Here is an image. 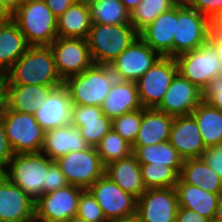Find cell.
Instances as JSON below:
<instances>
[{"mask_svg":"<svg viewBox=\"0 0 222 222\" xmlns=\"http://www.w3.org/2000/svg\"><path fill=\"white\" fill-rule=\"evenodd\" d=\"M7 85L62 86L50 46H30L6 73Z\"/></svg>","mask_w":222,"mask_h":222,"instance_id":"1","label":"cell"},{"mask_svg":"<svg viewBox=\"0 0 222 222\" xmlns=\"http://www.w3.org/2000/svg\"><path fill=\"white\" fill-rule=\"evenodd\" d=\"M12 20L30 46H50L58 37L57 18L43 0H23Z\"/></svg>","mask_w":222,"mask_h":222,"instance_id":"2","label":"cell"},{"mask_svg":"<svg viewBox=\"0 0 222 222\" xmlns=\"http://www.w3.org/2000/svg\"><path fill=\"white\" fill-rule=\"evenodd\" d=\"M116 77L109 65L93 64L64 81L72 105L102 107Z\"/></svg>","mask_w":222,"mask_h":222,"instance_id":"3","label":"cell"},{"mask_svg":"<svg viewBox=\"0 0 222 222\" xmlns=\"http://www.w3.org/2000/svg\"><path fill=\"white\" fill-rule=\"evenodd\" d=\"M137 37L138 32L130 23H92L87 42L94 64H111Z\"/></svg>","mask_w":222,"mask_h":222,"instance_id":"4","label":"cell"},{"mask_svg":"<svg viewBox=\"0 0 222 222\" xmlns=\"http://www.w3.org/2000/svg\"><path fill=\"white\" fill-rule=\"evenodd\" d=\"M52 161L42 152L14 154L2 173L37 201L44 195L48 166Z\"/></svg>","mask_w":222,"mask_h":222,"instance_id":"5","label":"cell"},{"mask_svg":"<svg viewBox=\"0 0 222 222\" xmlns=\"http://www.w3.org/2000/svg\"><path fill=\"white\" fill-rule=\"evenodd\" d=\"M213 22L182 0L176 5L173 58L195 50L208 41Z\"/></svg>","mask_w":222,"mask_h":222,"instance_id":"6","label":"cell"},{"mask_svg":"<svg viewBox=\"0 0 222 222\" xmlns=\"http://www.w3.org/2000/svg\"><path fill=\"white\" fill-rule=\"evenodd\" d=\"M0 118L14 154L41 152L45 131L34 114L16 112L6 105Z\"/></svg>","mask_w":222,"mask_h":222,"instance_id":"7","label":"cell"},{"mask_svg":"<svg viewBox=\"0 0 222 222\" xmlns=\"http://www.w3.org/2000/svg\"><path fill=\"white\" fill-rule=\"evenodd\" d=\"M178 73L203 91L215 77L222 75V63L207 41L199 48L175 57Z\"/></svg>","mask_w":222,"mask_h":222,"instance_id":"8","label":"cell"},{"mask_svg":"<svg viewBox=\"0 0 222 222\" xmlns=\"http://www.w3.org/2000/svg\"><path fill=\"white\" fill-rule=\"evenodd\" d=\"M69 185L88 189L104 175L103 165L95 147L69 152L55 160Z\"/></svg>","mask_w":222,"mask_h":222,"instance_id":"9","label":"cell"},{"mask_svg":"<svg viewBox=\"0 0 222 222\" xmlns=\"http://www.w3.org/2000/svg\"><path fill=\"white\" fill-rule=\"evenodd\" d=\"M87 190L101 207L107 222L136 215L137 199L123 191L106 175L96 180Z\"/></svg>","mask_w":222,"mask_h":222,"instance_id":"10","label":"cell"},{"mask_svg":"<svg viewBox=\"0 0 222 222\" xmlns=\"http://www.w3.org/2000/svg\"><path fill=\"white\" fill-rule=\"evenodd\" d=\"M178 73L175 58L160 57L136 81L139 100L143 108H156L162 101L172 79Z\"/></svg>","mask_w":222,"mask_h":222,"instance_id":"11","label":"cell"},{"mask_svg":"<svg viewBox=\"0 0 222 222\" xmlns=\"http://www.w3.org/2000/svg\"><path fill=\"white\" fill-rule=\"evenodd\" d=\"M50 48L57 72L63 81L82 73L94 64L87 39L57 37Z\"/></svg>","mask_w":222,"mask_h":222,"instance_id":"12","label":"cell"},{"mask_svg":"<svg viewBox=\"0 0 222 222\" xmlns=\"http://www.w3.org/2000/svg\"><path fill=\"white\" fill-rule=\"evenodd\" d=\"M160 57L138 36L109 67L116 80L136 82Z\"/></svg>","mask_w":222,"mask_h":222,"instance_id":"13","label":"cell"},{"mask_svg":"<svg viewBox=\"0 0 222 222\" xmlns=\"http://www.w3.org/2000/svg\"><path fill=\"white\" fill-rule=\"evenodd\" d=\"M84 190L68 185L42 195L35 203V220L65 222L75 218L79 198Z\"/></svg>","mask_w":222,"mask_h":222,"instance_id":"14","label":"cell"},{"mask_svg":"<svg viewBox=\"0 0 222 222\" xmlns=\"http://www.w3.org/2000/svg\"><path fill=\"white\" fill-rule=\"evenodd\" d=\"M178 208L175 188H151L137 199L136 216L140 222H175Z\"/></svg>","mask_w":222,"mask_h":222,"instance_id":"15","label":"cell"},{"mask_svg":"<svg viewBox=\"0 0 222 222\" xmlns=\"http://www.w3.org/2000/svg\"><path fill=\"white\" fill-rule=\"evenodd\" d=\"M35 203V200L0 172V222H33Z\"/></svg>","mask_w":222,"mask_h":222,"instance_id":"16","label":"cell"},{"mask_svg":"<svg viewBox=\"0 0 222 222\" xmlns=\"http://www.w3.org/2000/svg\"><path fill=\"white\" fill-rule=\"evenodd\" d=\"M202 101V91L177 73L156 109L172 117L185 116Z\"/></svg>","mask_w":222,"mask_h":222,"instance_id":"17","label":"cell"},{"mask_svg":"<svg viewBox=\"0 0 222 222\" xmlns=\"http://www.w3.org/2000/svg\"><path fill=\"white\" fill-rule=\"evenodd\" d=\"M168 141L183 160L201 158L206 149L197 122L191 114L173 118Z\"/></svg>","mask_w":222,"mask_h":222,"instance_id":"18","label":"cell"},{"mask_svg":"<svg viewBox=\"0 0 222 222\" xmlns=\"http://www.w3.org/2000/svg\"><path fill=\"white\" fill-rule=\"evenodd\" d=\"M72 104L67 88L62 85L55 88L35 111L34 117L42 129L47 132L71 123Z\"/></svg>","mask_w":222,"mask_h":222,"instance_id":"19","label":"cell"},{"mask_svg":"<svg viewBox=\"0 0 222 222\" xmlns=\"http://www.w3.org/2000/svg\"><path fill=\"white\" fill-rule=\"evenodd\" d=\"M70 124L79 128L90 147H96L112 129V120L98 106L72 105Z\"/></svg>","mask_w":222,"mask_h":222,"instance_id":"20","label":"cell"},{"mask_svg":"<svg viewBox=\"0 0 222 222\" xmlns=\"http://www.w3.org/2000/svg\"><path fill=\"white\" fill-rule=\"evenodd\" d=\"M176 28V6L160 14L138 36L161 57H173V40Z\"/></svg>","mask_w":222,"mask_h":222,"instance_id":"21","label":"cell"},{"mask_svg":"<svg viewBox=\"0 0 222 222\" xmlns=\"http://www.w3.org/2000/svg\"><path fill=\"white\" fill-rule=\"evenodd\" d=\"M89 147L79 128L68 124L45 132L41 152L55 161L69 152L82 151Z\"/></svg>","mask_w":222,"mask_h":222,"instance_id":"22","label":"cell"},{"mask_svg":"<svg viewBox=\"0 0 222 222\" xmlns=\"http://www.w3.org/2000/svg\"><path fill=\"white\" fill-rule=\"evenodd\" d=\"M104 175L136 199L147 190L143 183L140 163L133 153L127 158L107 164Z\"/></svg>","mask_w":222,"mask_h":222,"instance_id":"23","label":"cell"},{"mask_svg":"<svg viewBox=\"0 0 222 222\" xmlns=\"http://www.w3.org/2000/svg\"><path fill=\"white\" fill-rule=\"evenodd\" d=\"M173 118L156 108H142L140 129L131 146L156 145L168 141Z\"/></svg>","mask_w":222,"mask_h":222,"instance_id":"24","label":"cell"},{"mask_svg":"<svg viewBox=\"0 0 222 222\" xmlns=\"http://www.w3.org/2000/svg\"><path fill=\"white\" fill-rule=\"evenodd\" d=\"M141 108L136 82L120 80H115L102 105L103 114L111 120Z\"/></svg>","mask_w":222,"mask_h":222,"instance_id":"25","label":"cell"},{"mask_svg":"<svg viewBox=\"0 0 222 222\" xmlns=\"http://www.w3.org/2000/svg\"><path fill=\"white\" fill-rule=\"evenodd\" d=\"M175 190L179 207L193 210L209 220L214 219L221 194H214L200 187L185 183L180 177L175 185Z\"/></svg>","mask_w":222,"mask_h":222,"instance_id":"26","label":"cell"},{"mask_svg":"<svg viewBox=\"0 0 222 222\" xmlns=\"http://www.w3.org/2000/svg\"><path fill=\"white\" fill-rule=\"evenodd\" d=\"M57 87L60 86L7 85L6 105L16 112L34 114Z\"/></svg>","mask_w":222,"mask_h":222,"instance_id":"27","label":"cell"},{"mask_svg":"<svg viewBox=\"0 0 222 222\" xmlns=\"http://www.w3.org/2000/svg\"><path fill=\"white\" fill-rule=\"evenodd\" d=\"M91 27L92 21L86 0H77L57 18L58 37L87 39Z\"/></svg>","mask_w":222,"mask_h":222,"instance_id":"28","label":"cell"},{"mask_svg":"<svg viewBox=\"0 0 222 222\" xmlns=\"http://www.w3.org/2000/svg\"><path fill=\"white\" fill-rule=\"evenodd\" d=\"M29 47L13 20L0 27V73L6 74Z\"/></svg>","mask_w":222,"mask_h":222,"instance_id":"29","label":"cell"},{"mask_svg":"<svg viewBox=\"0 0 222 222\" xmlns=\"http://www.w3.org/2000/svg\"><path fill=\"white\" fill-rule=\"evenodd\" d=\"M179 177L205 191L222 194V178L202 158L183 160Z\"/></svg>","mask_w":222,"mask_h":222,"instance_id":"30","label":"cell"},{"mask_svg":"<svg viewBox=\"0 0 222 222\" xmlns=\"http://www.w3.org/2000/svg\"><path fill=\"white\" fill-rule=\"evenodd\" d=\"M195 118L205 148L222 144V112L202 101L191 113Z\"/></svg>","mask_w":222,"mask_h":222,"instance_id":"31","label":"cell"},{"mask_svg":"<svg viewBox=\"0 0 222 222\" xmlns=\"http://www.w3.org/2000/svg\"><path fill=\"white\" fill-rule=\"evenodd\" d=\"M133 154L140 164H165L171 167L179 176L183 164V159L179 156L177 150L165 141L156 145L131 146Z\"/></svg>","mask_w":222,"mask_h":222,"instance_id":"32","label":"cell"},{"mask_svg":"<svg viewBox=\"0 0 222 222\" xmlns=\"http://www.w3.org/2000/svg\"><path fill=\"white\" fill-rule=\"evenodd\" d=\"M92 23L122 25L130 23V12L120 0H86Z\"/></svg>","mask_w":222,"mask_h":222,"instance_id":"33","label":"cell"},{"mask_svg":"<svg viewBox=\"0 0 222 222\" xmlns=\"http://www.w3.org/2000/svg\"><path fill=\"white\" fill-rule=\"evenodd\" d=\"M180 1L181 0H142L138 6L130 12V24L139 33L160 14L171 10Z\"/></svg>","mask_w":222,"mask_h":222,"instance_id":"34","label":"cell"},{"mask_svg":"<svg viewBox=\"0 0 222 222\" xmlns=\"http://www.w3.org/2000/svg\"><path fill=\"white\" fill-rule=\"evenodd\" d=\"M104 166L129 157L133 151L131 144L111 129L95 147Z\"/></svg>","mask_w":222,"mask_h":222,"instance_id":"35","label":"cell"},{"mask_svg":"<svg viewBox=\"0 0 222 222\" xmlns=\"http://www.w3.org/2000/svg\"><path fill=\"white\" fill-rule=\"evenodd\" d=\"M143 183L146 189L175 188L179 175L171 168L154 163L140 164Z\"/></svg>","mask_w":222,"mask_h":222,"instance_id":"36","label":"cell"},{"mask_svg":"<svg viewBox=\"0 0 222 222\" xmlns=\"http://www.w3.org/2000/svg\"><path fill=\"white\" fill-rule=\"evenodd\" d=\"M142 122V108L112 120V129L131 145L134 143Z\"/></svg>","mask_w":222,"mask_h":222,"instance_id":"37","label":"cell"},{"mask_svg":"<svg viewBox=\"0 0 222 222\" xmlns=\"http://www.w3.org/2000/svg\"><path fill=\"white\" fill-rule=\"evenodd\" d=\"M76 218L86 222H107L101 207L87 189L80 195Z\"/></svg>","mask_w":222,"mask_h":222,"instance_id":"38","label":"cell"},{"mask_svg":"<svg viewBox=\"0 0 222 222\" xmlns=\"http://www.w3.org/2000/svg\"><path fill=\"white\" fill-rule=\"evenodd\" d=\"M186 5L194 8L208 17L213 23L222 15V0H182Z\"/></svg>","mask_w":222,"mask_h":222,"instance_id":"39","label":"cell"},{"mask_svg":"<svg viewBox=\"0 0 222 222\" xmlns=\"http://www.w3.org/2000/svg\"><path fill=\"white\" fill-rule=\"evenodd\" d=\"M202 99L222 112V75L208 83L202 91Z\"/></svg>","mask_w":222,"mask_h":222,"instance_id":"40","label":"cell"},{"mask_svg":"<svg viewBox=\"0 0 222 222\" xmlns=\"http://www.w3.org/2000/svg\"><path fill=\"white\" fill-rule=\"evenodd\" d=\"M68 185L69 183L61 172L59 165L55 161H52L48 166L47 185H44V194L56 191Z\"/></svg>","mask_w":222,"mask_h":222,"instance_id":"41","label":"cell"},{"mask_svg":"<svg viewBox=\"0 0 222 222\" xmlns=\"http://www.w3.org/2000/svg\"><path fill=\"white\" fill-rule=\"evenodd\" d=\"M201 158L222 178V144L207 147Z\"/></svg>","mask_w":222,"mask_h":222,"instance_id":"42","label":"cell"},{"mask_svg":"<svg viewBox=\"0 0 222 222\" xmlns=\"http://www.w3.org/2000/svg\"><path fill=\"white\" fill-rule=\"evenodd\" d=\"M14 152L5 134V129L0 118V172H2L13 158Z\"/></svg>","mask_w":222,"mask_h":222,"instance_id":"43","label":"cell"},{"mask_svg":"<svg viewBox=\"0 0 222 222\" xmlns=\"http://www.w3.org/2000/svg\"><path fill=\"white\" fill-rule=\"evenodd\" d=\"M210 220L197 212L179 207L175 222H209Z\"/></svg>","mask_w":222,"mask_h":222,"instance_id":"44","label":"cell"},{"mask_svg":"<svg viewBox=\"0 0 222 222\" xmlns=\"http://www.w3.org/2000/svg\"><path fill=\"white\" fill-rule=\"evenodd\" d=\"M56 18H59L77 0H43Z\"/></svg>","mask_w":222,"mask_h":222,"instance_id":"45","label":"cell"},{"mask_svg":"<svg viewBox=\"0 0 222 222\" xmlns=\"http://www.w3.org/2000/svg\"><path fill=\"white\" fill-rule=\"evenodd\" d=\"M208 42L213 46L218 59L222 63V32L213 26L209 34Z\"/></svg>","mask_w":222,"mask_h":222,"instance_id":"46","label":"cell"},{"mask_svg":"<svg viewBox=\"0 0 222 222\" xmlns=\"http://www.w3.org/2000/svg\"><path fill=\"white\" fill-rule=\"evenodd\" d=\"M7 97V77L6 74L0 73V114L6 107Z\"/></svg>","mask_w":222,"mask_h":222,"instance_id":"47","label":"cell"},{"mask_svg":"<svg viewBox=\"0 0 222 222\" xmlns=\"http://www.w3.org/2000/svg\"><path fill=\"white\" fill-rule=\"evenodd\" d=\"M23 0H0V5L5 7L12 14L17 10Z\"/></svg>","mask_w":222,"mask_h":222,"instance_id":"48","label":"cell"},{"mask_svg":"<svg viewBox=\"0 0 222 222\" xmlns=\"http://www.w3.org/2000/svg\"><path fill=\"white\" fill-rule=\"evenodd\" d=\"M13 14L0 5V27L8 24L12 20Z\"/></svg>","mask_w":222,"mask_h":222,"instance_id":"49","label":"cell"},{"mask_svg":"<svg viewBox=\"0 0 222 222\" xmlns=\"http://www.w3.org/2000/svg\"><path fill=\"white\" fill-rule=\"evenodd\" d=\"M120 1L123 3L125 8L129 12H132L142 0H120Z\"/></svg>","mask_w":222,"mask_h":222,"instance_id":"50","label":"cell"},{"mask_svg":"<svg viewBox=\"0 0 222 222\" xmlns=\"http://www.w3.org/2000/svg\"><path fill=\"white\" fill-rule=\"evenodd\" d=\"M214 220L217 222H222V194L219 196L218 199Z\"/></svg>","mask_w":222,"mask_h":222,"instance_id":"51","label":"cell"},{"mask_svg":"<svg viewBox=\"0 0 222 222\" xmlns=\"http://www.w3.org/2000/svg\"><path fill=\"white\" fill-rule=\"evenodd\" d=\"M111 222H140V221H139L138 217L135 215V216H132L129 218L119 219V220H115V221H111Z\"/></svg>","mask_w":222,"mask_h":222,"instance_id":"52","label":"cell"},{"mask_svg":"<svg viewBox=\"0 0 222 222\" xmlns=\"http://www.w3.org/2000/svg\"><path fill=\"white\" fill-rule=\"evenodd\" d=\"M214 27L222 32V15L213 23Z\"/></svg>","mask_w":222,"mask_h":222,"instance_id":"53","label":"cell"},{"mask_svg":"<svg viewBox=\"0 0 222 222\" xmlns=\"http://www.w3.org/2000/svg\"><path fill=\"white\" fill-rule=\"evenodd\" d=\"M70 222H86V221L80 220L75 217V218L71 219Z\"/></svg>","mask_w":222,"mask_h":222,"instance_id":"54","label":"cell"},{"mask_svg":"<svg viewBox=\"0 0 222 222\" xmlns=\"http://www.w3.org/2000/svg\"><path fill=\"white\" fill-rule=\"evenodd\" d=\"M33 222H58V221L34 220ZM65 222H70V221H65Z\"/></svg>","mask_w":222,"mask_h":222,"instance_id":"55","label":"cell"}]
</instances>
